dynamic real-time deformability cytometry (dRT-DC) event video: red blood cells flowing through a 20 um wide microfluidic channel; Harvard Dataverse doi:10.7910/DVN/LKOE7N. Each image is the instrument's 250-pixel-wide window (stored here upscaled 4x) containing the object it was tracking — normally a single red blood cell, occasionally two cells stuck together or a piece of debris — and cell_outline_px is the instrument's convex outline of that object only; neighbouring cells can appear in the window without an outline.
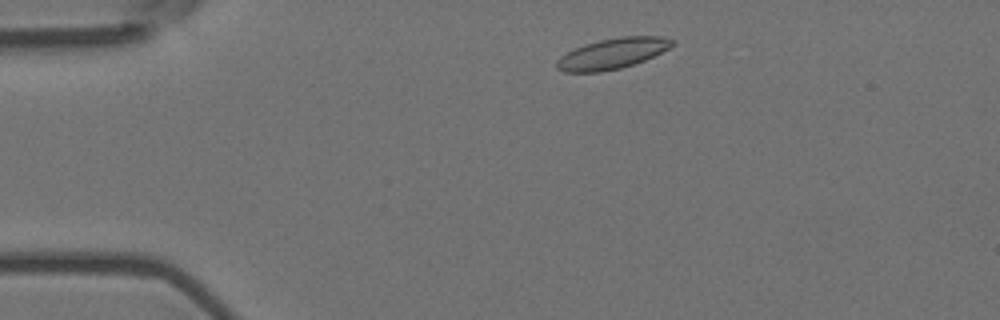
{"species": "Egyptian fruit bat (a non-hibernating species)", "species_latin": "Rousettus aegyptiacus", "temperature_condition": "room temperature", "stored_images_in_passage": 28, "camera_frame_rate_fps": 3000, "um_per_image_px": 0.085, "animal": {"sex": "female"}, "frame": {"image": 1, "passage_image": 4, "time_ms": 1.0, "image_size_px": [1000, 320], "cell_outline_px": [[676, 44], [644, 60], [620, 68], [600, 72], [564, 72], [556, 68], [556, 60], [560, 56], [584, 44], [600, 40], [620, 36], [664, 36], [676, 40]], "centroid_in_image_um": [52.06, 4.54], "position_along_channel_um": 32.9, "area_um2": 20.58}}
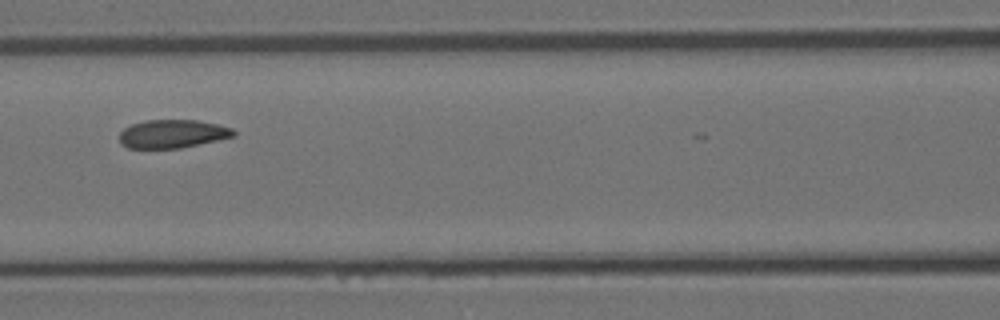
{"frame": {"image": 2, "passage_image": 18, "time_ms": 5.667, "image_size_px": [1000, 320], "cell_outline_px": [[236, 136], [180, 148], [128, 148], [120, 144], [120, 132], [124, 128], [132, 124], [144, 120], [196, 120], [216, 124], [232, 128], [236, 132]], "centroid_in_image_um": [14.65, 11.37], "position_along_channel_um": 151.9, "area_um2": 18.84}}
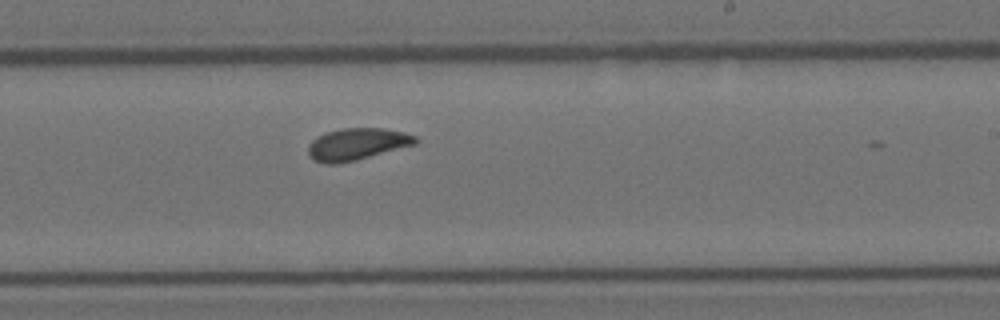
{"frame": {"image": 3, "passage_image": 27, "time_ms": 8.667, "image_size_px": [1000, 320], "cell_outline_px": [[420, 140], [416, 144], [356, 160], [336, 164], [328, 164], [312, 160], [308, 156], [308, 144], [316, 136], [328, 132], [344, 128], [384, 128], [404, 132], [416, 136]], "centroid_in_image_um": [30.33, 12.25], "position_along_channel_um": 258.7, "area_um2": 20.06}}